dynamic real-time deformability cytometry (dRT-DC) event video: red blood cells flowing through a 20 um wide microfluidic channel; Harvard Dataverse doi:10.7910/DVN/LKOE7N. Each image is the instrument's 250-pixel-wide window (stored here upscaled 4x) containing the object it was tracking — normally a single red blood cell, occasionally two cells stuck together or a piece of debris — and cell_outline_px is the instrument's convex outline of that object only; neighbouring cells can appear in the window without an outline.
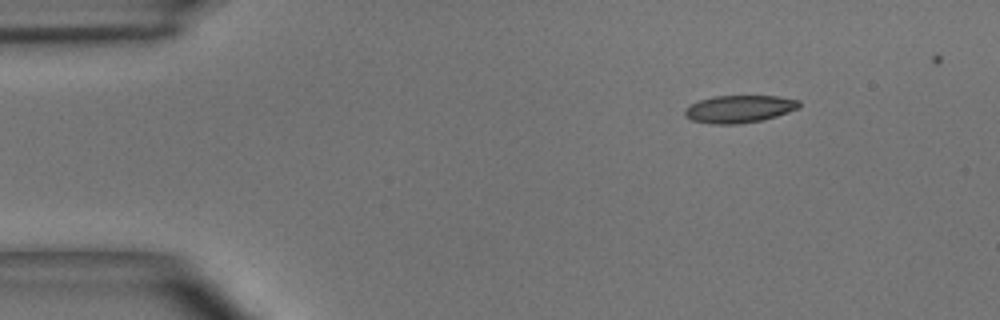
{"species": "common noctule bat (a hibernating species)", "species_latin": "Nyctalus noctula", "temperature_condition": "room temperature", "stored_images_in_passage": 3, "camera_frame_rate_fps": 3000, "um_per_image_px": 0.085, "animal": {"sex": "male", "body_mass_g": 15.6}, "frame": {"image": 1, "passage_image": 1, "time_ms": 0.0, "image_size_px": [1000, 320], "cell_outline_px": [[800, 108], [776, 116], [760, 120], [736, 124], [716, 124], [692, 120], [684, 112], [684, 108], [700, 100], [712, 96], [780, 96], [800, 100]], "centroid_in_image_um": [62.88, 9.25], "position_along_channel_um": 22.1, "area_um2": 18.15}}
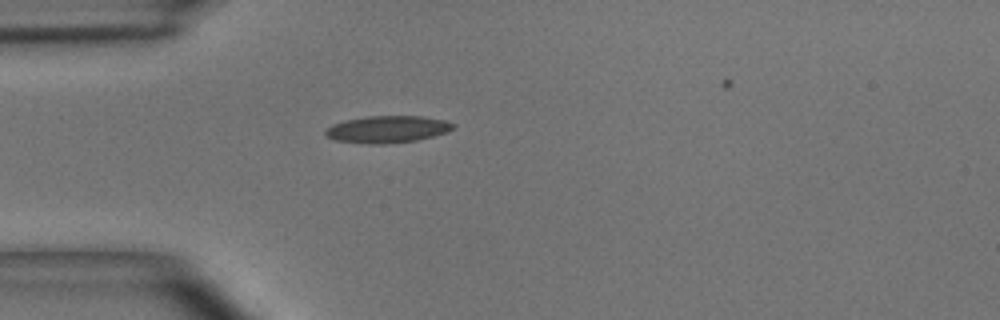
{"frame": {"image": 2, "passage_image": 3, "time_ms": 0.667, "image_size_px": [1000, 320], "cell_outline_px": [[456, 124], [448, 132], [416, 140], [384, 144], [368, 144], [336, 140], [324, 136], [324, 128], [332, 124], [344, 120], [368, 116], [420, 116], [444, 120]], "centroid_in_image_um": [32.87, 10.99], "position_along_channel_um": 52.1, "area_um2": 20.17}}